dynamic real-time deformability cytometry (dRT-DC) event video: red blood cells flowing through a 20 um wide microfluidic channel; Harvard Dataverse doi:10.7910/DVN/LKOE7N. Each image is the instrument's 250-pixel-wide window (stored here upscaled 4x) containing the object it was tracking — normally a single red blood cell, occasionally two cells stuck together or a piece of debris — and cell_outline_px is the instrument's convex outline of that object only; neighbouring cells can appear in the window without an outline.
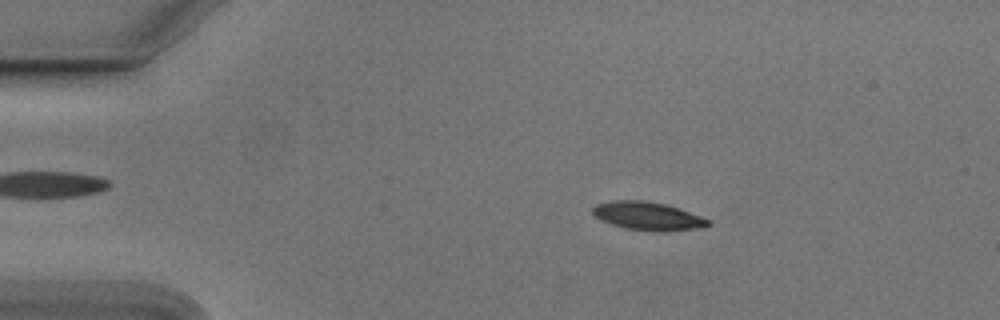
{"species": "Egyptian fruit bat (a non-hibernating species)", "species_latin": "Rousettus aegyptiacus", "temperature_condition": "cold", "stored_images_in_passage": 54, "camera_frame_rate_fps": 3000, "um_per_image_px": 0.085, "animal": {"sex": "male"}, "frame": {"image": 1, "passage_image": 10, "time_ms": 3.0, "image_size_px": [1000, 320], "cell_outline_px": [[712, 224], [704, 228], [660, 232], [656, 232], [624, 228], [600, 220], [592, 216], [592, 208], [596, 204], [612, 200], [644, 200], [664, 204], [712, 220]], "centroid_in_image_um": [55.05, 18.38], "position_along_channel_um": 29.9, "area_um2": 19.25}}
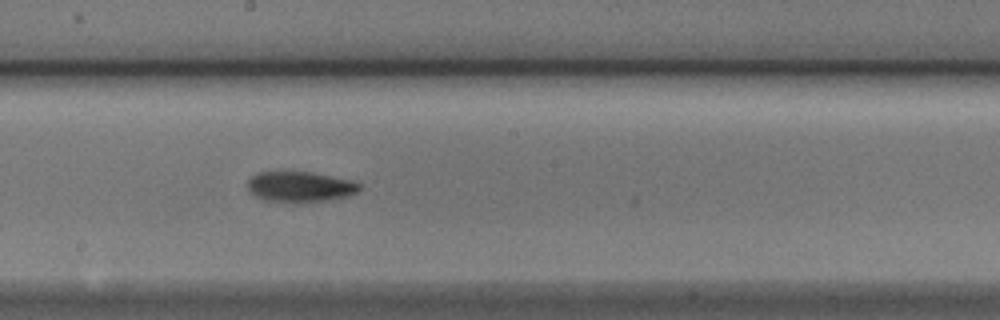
{"frame": {"image": 2, "passage_image": 30, "time_ms": 9.667, "image_size_px": [1000, 320], "cell_outline_px": [[360, 188], [356, 192], [348, 196], [332, 200], [304, 204], [292, 204], [264, 200], [248, 192], [248, 180], [256, 172], [308, 172], [356, 180], [360, 184]], "centroid_in_image_um": [25.52, 15.91], "position_along_channel_um": 222.7, "area_um2": 20.58}}
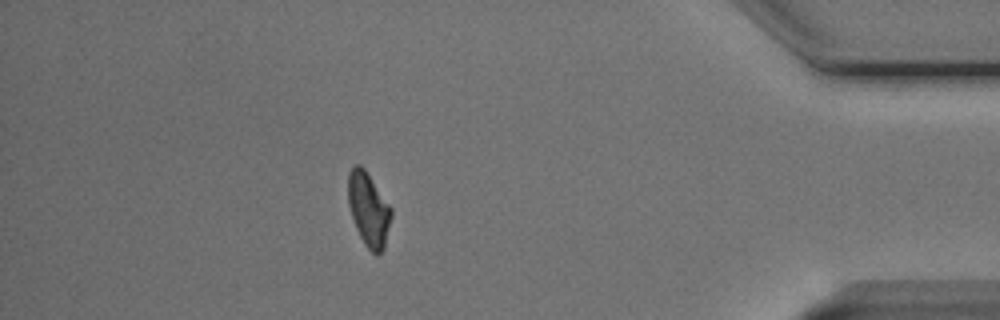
{"frame": {"image": 3, "passage_image": 48, "time_ms": 15.667, "image_size_px": [1000, 320], "cell_outline_px": [[392, 216], [384, 248], [376, 256], [364, 244], [356, 228], [348, 204], [348, 172], [356, 164], [360, 164], [364, 168], [392, 208]], "centroid_in_image_um": [31.33, 17.79], "position_along_channel_um": 403.9, "area_um2": 18.5}, "authors_computed_cell_mechanics": {"area_um2": 18.9584, "velocity_mm_per_s": 3.7563, "shape_relaxation_time_tau1_ms": 3.3257, "shape_relaxation_time_tau2_ms": 7.5452, "deformation_change_tau1": 0.1337, "deformation_change_tau2": 0.143}}